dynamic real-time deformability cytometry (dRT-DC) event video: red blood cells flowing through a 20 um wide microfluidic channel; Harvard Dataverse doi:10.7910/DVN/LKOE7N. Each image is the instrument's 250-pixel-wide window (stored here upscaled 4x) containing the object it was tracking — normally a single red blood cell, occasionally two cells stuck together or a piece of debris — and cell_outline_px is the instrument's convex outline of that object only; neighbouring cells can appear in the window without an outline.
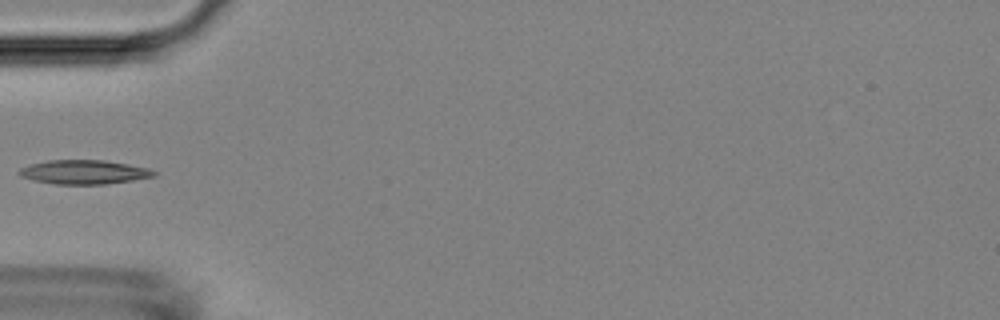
{"species": "Egyptian fruit bat (a non-hibernating species)", "species_latin": "Rousettus aegyptiacus", "temperature_condition": "room temperature", "stored_images_in_passage": 6, "camera_frame_rate_fps": 3000, "um_per_image_px": 0.085, "animal": {"sex": "female"}, "frame": {"image": 1, "passage_image": 6, "time_ms": 1.667, "image_size_px": [1000, 320], "cell_outline_px": [[156, 176], [132, 180], [104, 184], [56, 184], [36, 180], [20, 176], [16, 172], [20, 168], [28, 164], [48, 160], [104, 160], [128, 164], [148, 168], [156, 172]], "centroid_in_image_um": [7.11, 14.61], "position_along_channel_um": 77.9, "area_um2": 18.84}}